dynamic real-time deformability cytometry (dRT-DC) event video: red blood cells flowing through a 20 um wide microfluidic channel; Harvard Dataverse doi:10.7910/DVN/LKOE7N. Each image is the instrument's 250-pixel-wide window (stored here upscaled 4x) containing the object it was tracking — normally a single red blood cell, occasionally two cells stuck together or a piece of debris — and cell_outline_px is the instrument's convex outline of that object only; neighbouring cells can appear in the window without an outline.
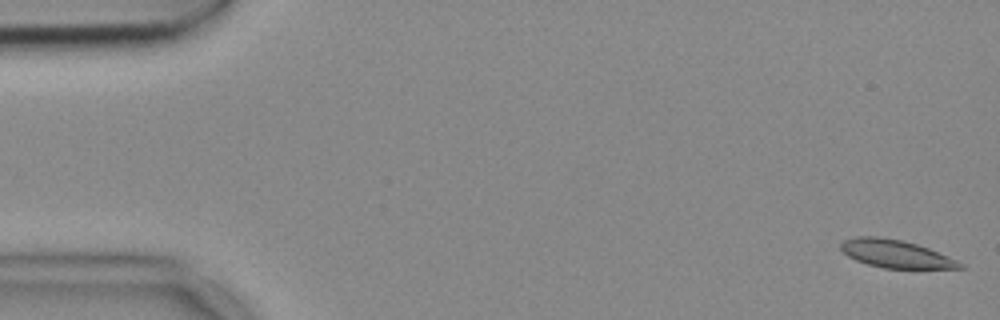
{"species": "common noctule bat (a hibernating species)", "species_latin": "Nyctalus noctula", "temperature_condition": "cold", "stored_images_in_passage": 54, "camera_frame_rate_fps": 3000, "um_per_image_px": 0.085, "animal": {"sex": "female", "body_mass_g": 18.4}, "frame": {"image": 1, "passage_image": 1, "time_ms": 0.0, "image_size_px": [1000, 320], "cell_outline_px": [[968, 268], [884, 268], [868, 264], [856, 260], [848, 256], [840, 248], [840, 244], [844, 240], [856, 236], [880, 236], [900, 240], [916, 244], [928, 248], [956, 260], [964, 264]], "centroid_in_image_um": [76.12, 21.57], "position_along_channel_um": 8.9, "area_um2": 19.13}}
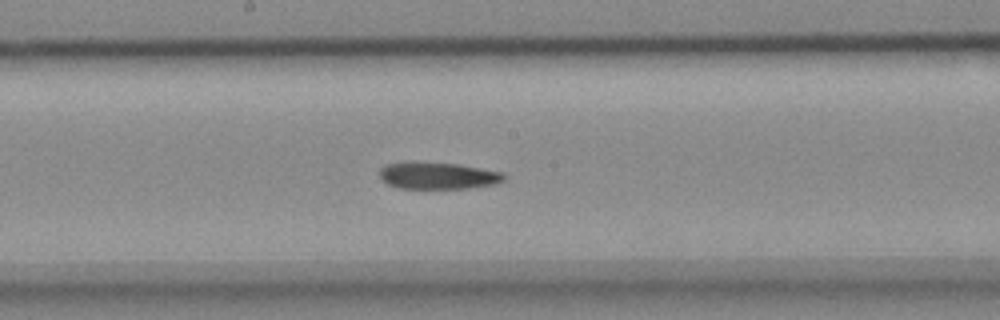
{"frame": {"image": 2, "passage_image": 28, "time_ms": 9.0, "image_size_px": [1000, 320], "cell_outline_px": [[508, 176], [504, 180], [496, 184], [468, 188], [400, 188], [388, 184], [380, 176], [380, 168], [384, 164], [456, 164], [504, 172]], "centroid_in_image_um": [37.32, 14.96], "position_along_channel_um": 210.9, "area_um2": 18.79}}
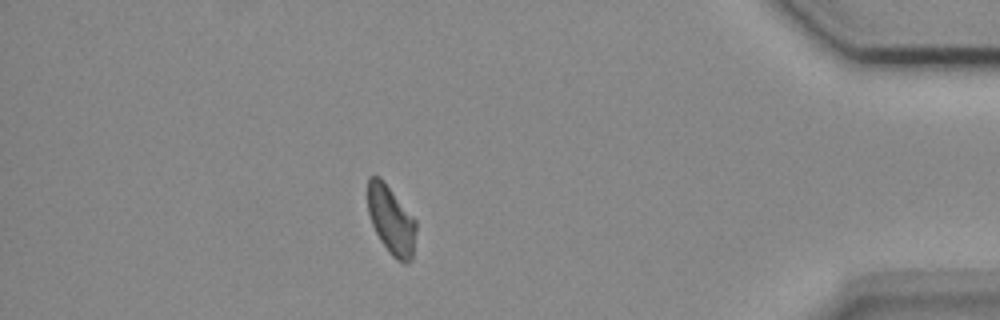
{"frame": {"image": 3, "passage_image": 47, "time_ms": 15.333, "image_size_px": [1000, 320], "cell_outline_px": [[416, 232], [412, 260], [404, 264], [396, 260], [388, 252], [380, 240], [372, 224], [368, 212], [368, 176], [380, 176], [416, 220]], "centroid_in_image_um": [33.26, 18.73], "position_along_channel_um": 401.9, "area_um2": 19.36}}